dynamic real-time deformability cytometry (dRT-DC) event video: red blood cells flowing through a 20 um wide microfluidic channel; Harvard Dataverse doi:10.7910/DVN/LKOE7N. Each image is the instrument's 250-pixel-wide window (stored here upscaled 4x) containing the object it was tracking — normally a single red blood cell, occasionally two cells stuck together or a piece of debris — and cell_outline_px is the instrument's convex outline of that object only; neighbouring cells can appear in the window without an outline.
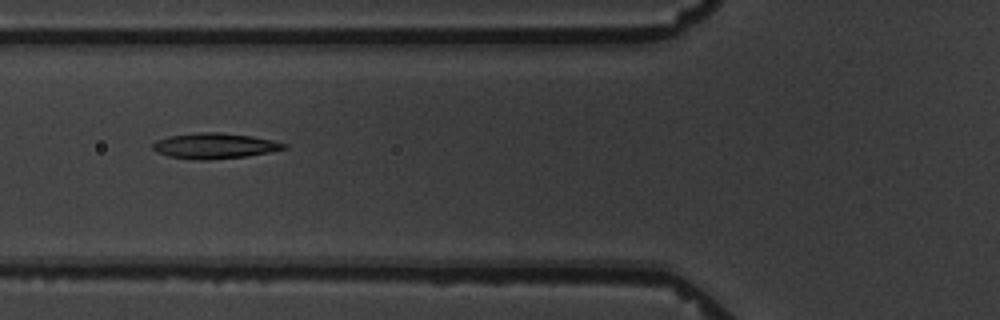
{"species": "common noctule bat (a hibernating species)", "species_latin": "Nyctalus noctula", "temperature_condition": "warm", "stored_images_in_passage": 6, "camera_frame_rate_fps": 3000, "um_per_image_px": 0.085, "animal": {"sex": "male", "body_mass_g": 19.5, "forearm_length_mm": 54.6}, "frame": {"image": 1, "passage_image": 6, "time_ms": 5.667, "image_size_px": [1000, 320], "cell_outline_px": [[288, 148], [268, 152], [244, 156], [208, 160], [196, 160], [168, 156], [156, 152], [152, 148], [152, 144], [156, 140], [168, 136], [196, 132], [220, 132], [252, 136], [272, 140], [288, 144]], "centroid_in_image_um": [18.21, 12.39], "position_along_channel_um": 107.6, "area_um2": 19.59}}